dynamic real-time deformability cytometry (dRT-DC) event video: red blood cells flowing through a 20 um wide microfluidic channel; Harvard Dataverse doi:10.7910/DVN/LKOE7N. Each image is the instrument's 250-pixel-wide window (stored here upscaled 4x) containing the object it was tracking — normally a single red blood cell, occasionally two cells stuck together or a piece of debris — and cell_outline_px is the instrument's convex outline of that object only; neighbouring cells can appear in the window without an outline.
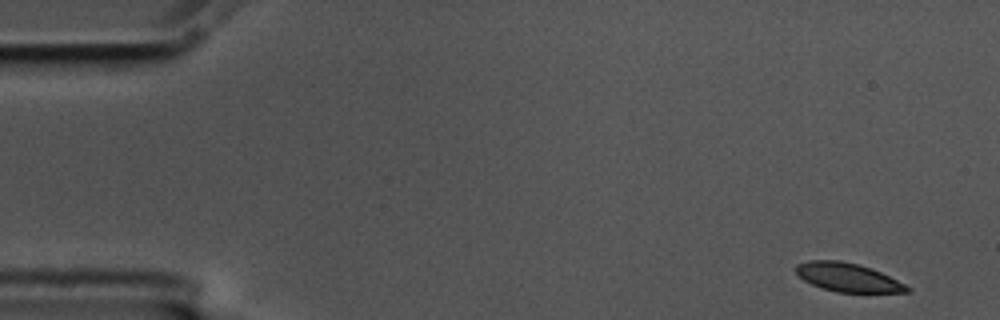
{"species": "common noctule bat (a hibernating species)", "species_latin": "Nyctalus noctula", "temperature_condition": "cold", "stored_images_in_passage": 5, "camera_frame_rate_fps": 3000, "um_per_image_px": 0.085, "animal": {"sex": "male", "body_mass_g": 17.5, "forearm_length_mm": 52.3}, "frame": {"image": 1, "passage_image": 1, "time_ms": 0.0, "image_size_px": [1000, 320], "cell_outline_px": [[912, 292], [836, 292], [812, 284], [804, 280], [796, 272], [796, 264], [808, 260], [840, 260], [860, 264], [872, 268], [912, 288]], "centroid_in_image_um": [72.07, 23.56], "position_along_channel_um": 12.9, "area_um2": 18.44}}
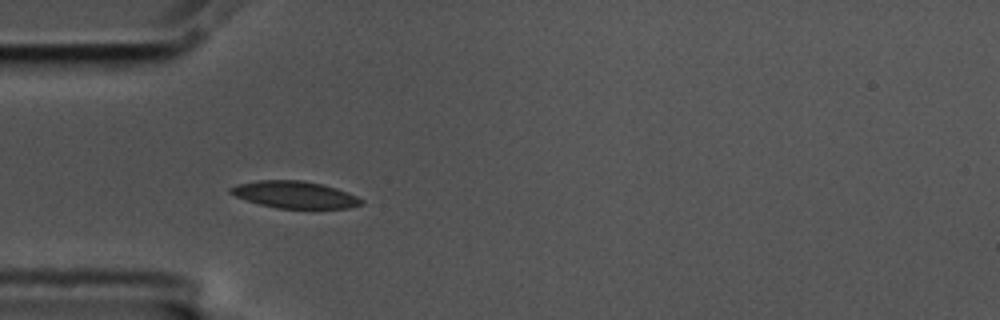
{"frame": {"image": 2, "passage_image": 5, "time_ms": 1.333, "image_size_px": [1000, 320], "cell_outline_px": [[364, 204], [348, 208], [312, 212], [276, 208], [260, 204], [236, 196], [228, 192], [228, 188], [240, 184], [260, 180], [300, 180], [320, 184], [336, 188], [348, 192], [364, 200]], "centroid_in_image_um": [25.15, 16.61], "position_along_channel_um": 59.9, "area_um2": 21.39}}